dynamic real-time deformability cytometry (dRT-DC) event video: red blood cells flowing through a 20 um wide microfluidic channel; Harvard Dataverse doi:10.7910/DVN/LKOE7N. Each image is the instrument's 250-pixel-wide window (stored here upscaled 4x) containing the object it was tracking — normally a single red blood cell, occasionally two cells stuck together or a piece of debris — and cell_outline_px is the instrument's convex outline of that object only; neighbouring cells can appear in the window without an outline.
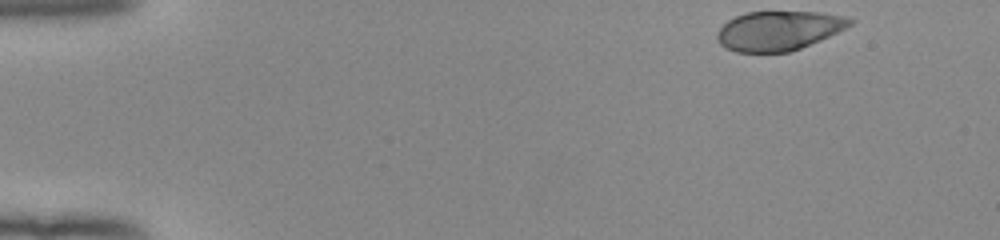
{"species": "human", "species_latin": "Homo sapiens", "temperature_condition": "room temperature", "stored_images_in_passage": 48, "camera_frame_rate_fps": 3000, "um_per_image_px": 0.085, "donor": {"sex": "female"}, "frame": {"image": 1, "passage_image": 1, "time_ms": 0.0, "image_size_px": [1000, 240], "cell_outline_px": [[856, 20], [852, 24], [820, 40], [800, 48], [788, 52], [736, 52], [724, 48], [716, 40], [716, 32], [728, 20], [736, 16], [748, 12], [820, 12], [848, 16]], "centroid_in_image_um": [66.17, 2.6], "position_along_channel_um": 18.8, "area_um2": 30.52}}
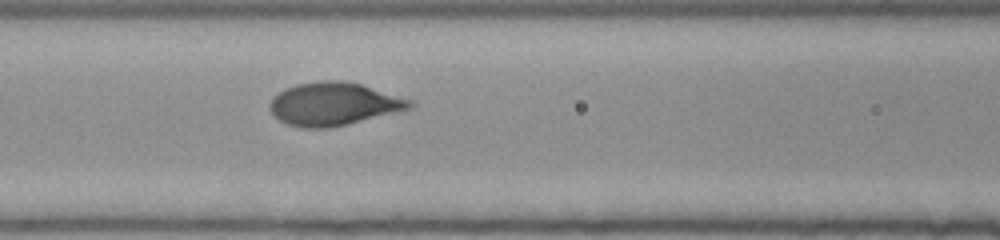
{"frame": {"image": 2, "passage_image": 19, "time_ms": 6.0, "image_size_px": [1000, 240], "cell_outline_px": [[416, 104], [412, 108], [348, 124], [328, 128], [300, 128], [288, 124], [280, 120], [268, 108], [268, 104], [272, 96], [284, 88], [296, 84], [320, 80], [340, 80], [360, 84], [412, 100]], "centroid_in_image_um": [28.33, 8.83], "position_along_channel_um": 138.3, "area_um2": 35.2}}
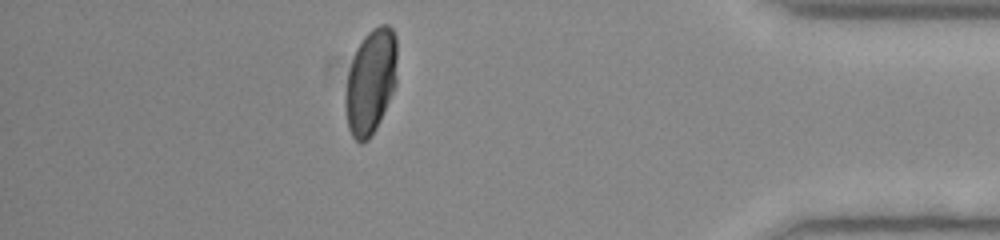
{"frame": {"image": 3, "passage_image": 42, "time_ms": 13.667, "image_size_px": [1000, 240], "cell_outline_px": [[396, 84], [380, 120], [376, 128], [368, 140], [360, 144], [352, 136], [348, 128], [344, 104], [344, 96], [348, 72], [356, 48], [364, 36], [372, 28], [380, 24], [388, 24], [392, 28], [396, 36]], "centroid_in_image_um": [31.49, 6.93], "position_along_channel_um": 403.7, "area_um2": 31.85}, "authors_computed_cell_mechanics": {"area_um2": 32.4547, "velocity_mm_per_s": 3.9493, "shape_relaxation_time_tau1_ms": 3.2463, "shape_relaxation_time_tau2_ms": null, "deformation_change_tau1": 0.18, "deformation_change_tau2": null}}